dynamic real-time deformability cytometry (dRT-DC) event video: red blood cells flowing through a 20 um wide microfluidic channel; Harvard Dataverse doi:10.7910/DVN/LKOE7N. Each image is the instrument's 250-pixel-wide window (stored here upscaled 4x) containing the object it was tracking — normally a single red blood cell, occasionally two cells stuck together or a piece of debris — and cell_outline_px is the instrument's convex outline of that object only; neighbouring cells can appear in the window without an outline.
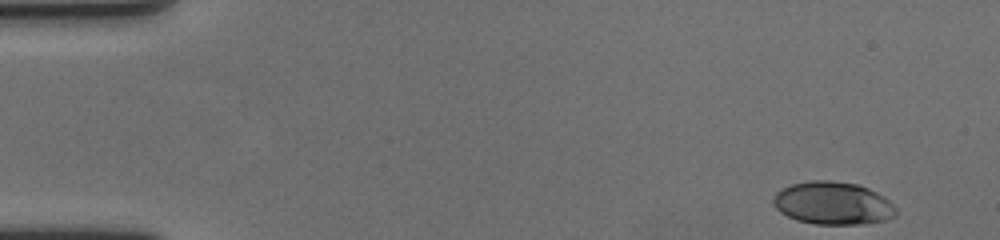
{"species": "human", "species_latin": "Homo sapiens", "temperature_condition": "cold", "stored_images_in_passage": 55, "camera_frame_rate_fps": 3000, "um_per_image_px": 0.085, "donor": {"sex": "female"}, "frame": {"image": 1, "passage_image": 1, "time_ms": 0.0, "image_size_px": [1000, 240], "cell_outline_px": [[896, 216], [884, 220], [864, 224], [816, 224], [796, 220], [780, 212], [772, 204], [772, 200], [776, 192], [792, 184], [808, 180], [828, 180], [856, 184], [868, 188], [884, 196], [896, 208]], "centroid_in_image_um": [70.78, 17.27], "position_along_channel_um": 14.2, "area_um2": 30.63}}
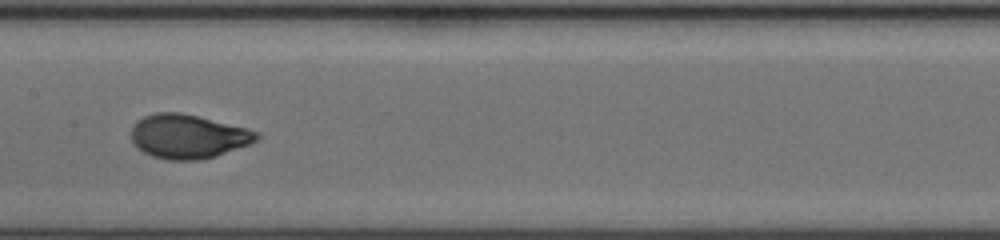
{"frame": {"image": 2, "passage_image": 27, "time_ms": 8.667, "image_size_px": [1000, 240], "cell_outline_px": [[260, 136], [252, 144], [216, 156], [200, 160], [168, 160], [152, 156], [136, 148], [132, 144], [132, 124], [136, 120], [144, 116], [156, 112], [180, 112], [248, 128], [260, 132]], "centroid_in_image_um": [15.99, 11.6], "position_along_channel_um": 191.4, "area_um2": 32.54}}
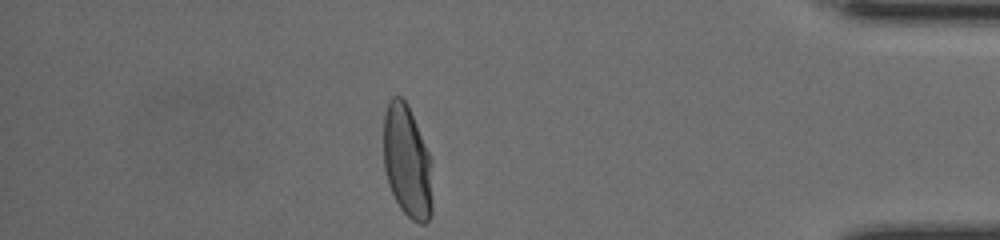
{"frame": {"image": 3, "passage_image": 48, "time_ms": 15.667, "image_size_px": [1000, 240], "cell_outline_px": [[432, 212], [428, 220], [424, 224], [420, 224], [412, 220], [400, 208], [388, 184], [384, 168], [384, 112], [388, 100], [392, 96], [400, 96], [408, 104], [428, 152], [432, 200]], "centroid_in_image_um": [34.58, 13.72], "position_along_channel_um": 400.6, "area_um2": 31.79}, "authors_computed_cell_mechanics": {"area_um2": 31.6166, "velocity_mm_per_s": 3.5497, "shape_relaxation_time_tau1_ms": 4.4753, "shape_relaxation_time_tau2_ms": null, "deformation_change_tau1": 0.2029, "deformation_change_tau2": null}}